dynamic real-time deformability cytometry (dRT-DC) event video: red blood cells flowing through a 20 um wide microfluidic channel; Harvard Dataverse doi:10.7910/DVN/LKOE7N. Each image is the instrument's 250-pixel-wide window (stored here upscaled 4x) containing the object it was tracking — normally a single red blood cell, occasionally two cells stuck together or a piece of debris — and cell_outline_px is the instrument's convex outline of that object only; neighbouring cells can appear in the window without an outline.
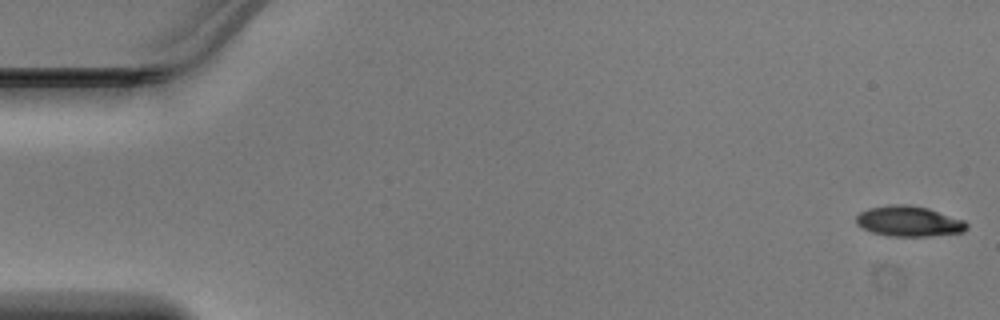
{"species": "Egyptian fruit bat (a non-hibernating species)", "species_latin": "Rousettus aegyptiacus", "temperature_condition": "warm", "stored_images_in_passage": 13, "camera_frame_rate_fps": 3000, "um_per_image_px": 0.085, "animal": {"sex": "male"}, "frame": {"image": 1, "passage_image": 1, "time_ms": 0.0, "image_size_px": [1000, 320], "cell_outline_px": [[968, 228], [964, 232], [928, 236], [888, 236], [872, 232], [856, 224], [856, 216], [860, 212], [868, 208], [888, 204], [908, 204], [928, 208], [964, 220], [968, 224]], "centroid_in_image_um": [77.25, 18.8], "position_along_channel_um": 7.7, "area_um2": 19.71}}